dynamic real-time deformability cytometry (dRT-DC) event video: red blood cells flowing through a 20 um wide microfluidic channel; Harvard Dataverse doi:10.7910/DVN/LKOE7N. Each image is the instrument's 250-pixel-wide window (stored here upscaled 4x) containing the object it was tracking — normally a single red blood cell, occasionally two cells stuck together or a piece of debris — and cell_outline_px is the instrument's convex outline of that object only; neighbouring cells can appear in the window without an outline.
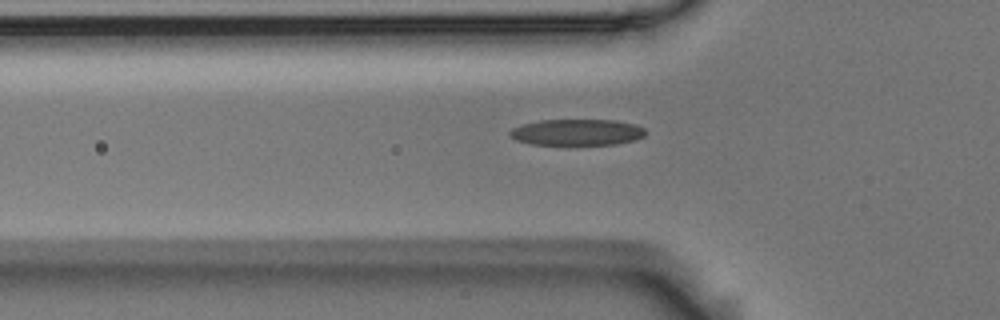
{"species": "Egyptian fruit bat (a non-hibernating species)", "species_latin": "Rousettus aegyptiacus", "temperature_condition": "room temperature", "stored_images_in_passage": 33, "camera_frame_rate_fps": 3000, "um_per_image_px": 0.085, "animal": {"sex": "male"}, "frame": {"image": 1, "passage_image": 2, "time_ms": 0.333, "image_size_px": [1000, 320], "cell_outline_px": [[644, 136], [636, 140], [616, 144], [532, 144], [516, 140], [508, 132], [512, 128], [524, 124], [540, 120], [616, 120], [636, 124], [644, 128]], "centroid_in_image_um": [49.07, 11.23], "position_along_channel_um": 76.7, "area_um2": 20.58}}
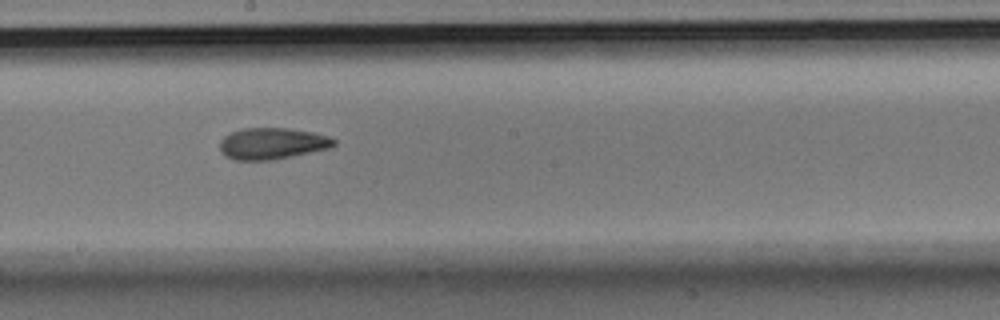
{"frame": {"image": 2, "passage_image": 14, "time_ms": 4.333, "image_size_px": [1000, 320], "cell_outline_px": [[336, 144], [332, 148], [272, 160], [236, 160], [224, 156], [220, 152], [220, 140], [224, 136], [232, 132], [244, 128], [288, 128], [312, 132], [328, 136], [336, 140]], "centroid_in_image_um": [23.14, 12.2], "position_along_channel_um": 225.1, "area_um2": 21.04}}
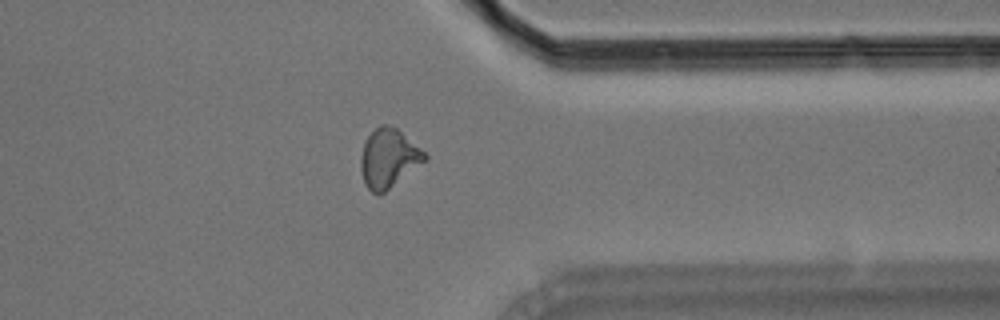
{"frame": {"image": 3, "passage_image": 27, "time_ms": 8.667, "image_size_px": [1000, 320], "cell_outline_px": [[428, 160], [380, 196], [376, 196], [364, 184], [360, 168], [360, 156], [364, 144], [368, 136], [380, 124], [388, 124], [396, 128], [424, 152], [428, 156]], "centroid_in_image_um": [33.02, 13.5], "position_along_channel_um": 378.4, "area_um2": 22.08}}